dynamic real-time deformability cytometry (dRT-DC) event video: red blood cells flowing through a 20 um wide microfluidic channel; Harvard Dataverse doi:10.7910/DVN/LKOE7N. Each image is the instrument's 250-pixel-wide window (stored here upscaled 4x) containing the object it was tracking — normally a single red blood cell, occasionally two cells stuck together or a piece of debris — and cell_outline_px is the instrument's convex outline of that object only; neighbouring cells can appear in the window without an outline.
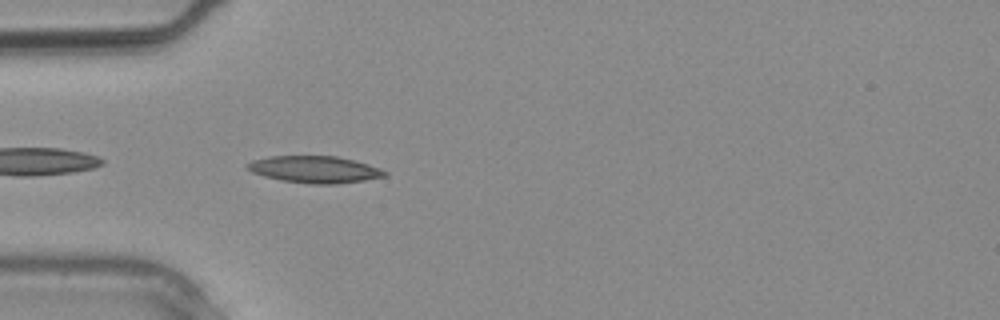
{"species": "common noctule bat (a hibernating species)", "species_latin": "Nyctalus noctula", "temperature_condition": "warm", "stored_images_in_passage": 3, "camera_frame_rate_fps": 3000, "um_per_image_px": 0.085, "animal": {"sex": "male", "body_mass_g": 20.4}, "frame": {"image": 1, "passage_image": 3, "time_ms": 0.667, "image_size_px": [1000, 320], "cell_outline_px": [[388, 176], [364, 180], [336, 184], [308, 184], [280, 180], [264, 176], [252, 172], [244, 168], [244, 164], [252, 160], [268, 156], [336, 156], [368, 164], [388, 172]], "centroid_in_image_um": [26.69, 14.4], "position_along_channel_um": 58.3, "area_um2": 21.68}}